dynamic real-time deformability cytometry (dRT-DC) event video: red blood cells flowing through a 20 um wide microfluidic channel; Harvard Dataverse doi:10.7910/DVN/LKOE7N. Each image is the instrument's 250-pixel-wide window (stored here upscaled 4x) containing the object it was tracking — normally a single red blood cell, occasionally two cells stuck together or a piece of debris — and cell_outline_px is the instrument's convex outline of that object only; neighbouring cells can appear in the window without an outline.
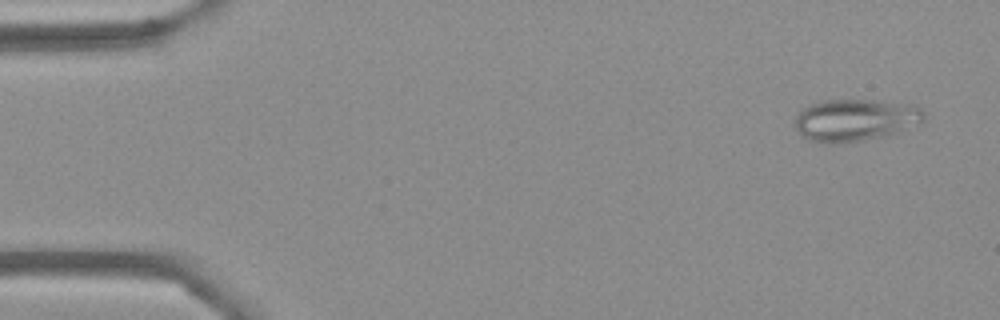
{"species": "Egyptian fruit bat (a non-hibernating species)", "species_latin": "Rousettus aegyptiacus", "temperature_condition": "cold", "stored_images_in_passage": 54, "camera_frame_rate_fps": 3000, "um_per_image_px": 0.085, "frame": {"image": 1, "passage_image": 3, "time_ms": 0.667, "image_size_px": [1000, 320], "cell_outline_px": [[924, 124], [888, 136], [844, 144], [824, 144], [808, 140], [800, 136], [796, 128], [796, 116], [800, 108], [808, 104], [820, 100], [872, 100], [904, 104], [920, 108], [924, 112]], "centroid_in_image_um": [72.68, 10.24], "position_along_channel_um": 12.3, "area_um2": 32.54}}
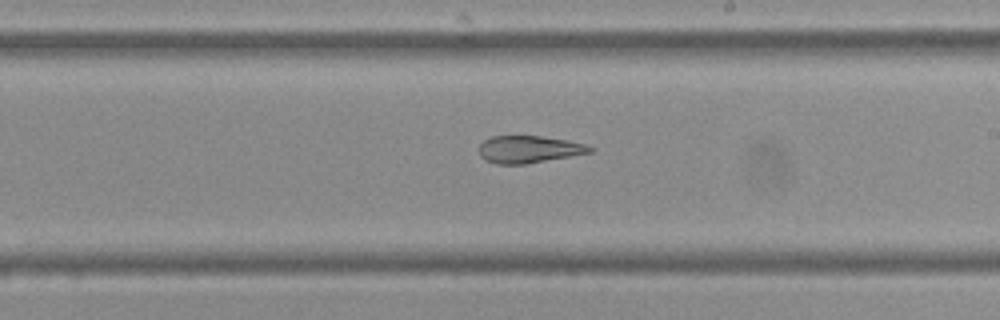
{"frame": {"image": 2, "passage_image": 31, "time_ms": 10.0, "image_size_px": [1000, 320], "cell_outline_px": [[596, 148], [592, 152], [524, 164], [496, 164], [484, 160], [480, 156], [480, 144], [484, 140], [492, 136], [540, 136], [568, 140], [584, 144]], "centroid_in_image_um": [44.95, 12.69], "position_along_channel_um": 244.1, "area_um2": 17.51}}
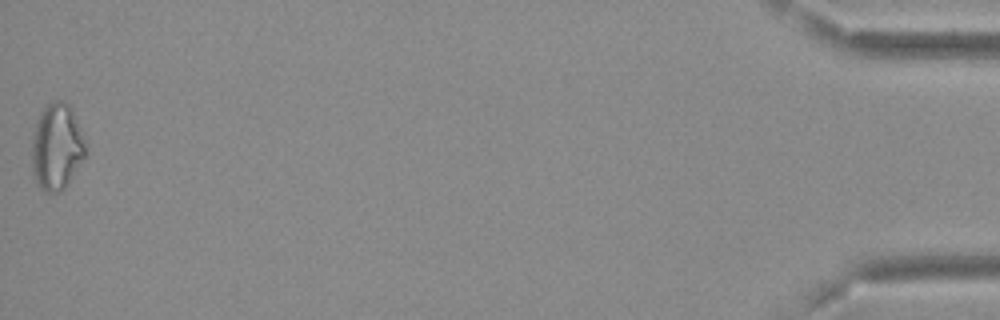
{"frame": {"image": 3, "passage_image": 54, "time_ms": 17.667, "image_size_px": [1000, 320], "cell_outline_px": [[84, 156], [64, 188], [60, 192], [44, 192], [36, 184], [32, 172], [32, 140], [36, 120], [44, 104], [52, 100], [64, 100], [72, 108], [84, 140]], "centroid_in_image_um": [4.77, 12.44], "position_along_channel_um": 430.4, "area_um2": 26.99}, "authors_computed_cell_mechanics": {"area_um2": 22.4842, "velocity_mm_per_s": 3.6967, "shape_relaxation_time_tau1_ms": null, "shape_relaxation_time_tau2_ms": 2.5295, "deformation_change_tau1": null, "deformation_change_tau2": 0.072}}